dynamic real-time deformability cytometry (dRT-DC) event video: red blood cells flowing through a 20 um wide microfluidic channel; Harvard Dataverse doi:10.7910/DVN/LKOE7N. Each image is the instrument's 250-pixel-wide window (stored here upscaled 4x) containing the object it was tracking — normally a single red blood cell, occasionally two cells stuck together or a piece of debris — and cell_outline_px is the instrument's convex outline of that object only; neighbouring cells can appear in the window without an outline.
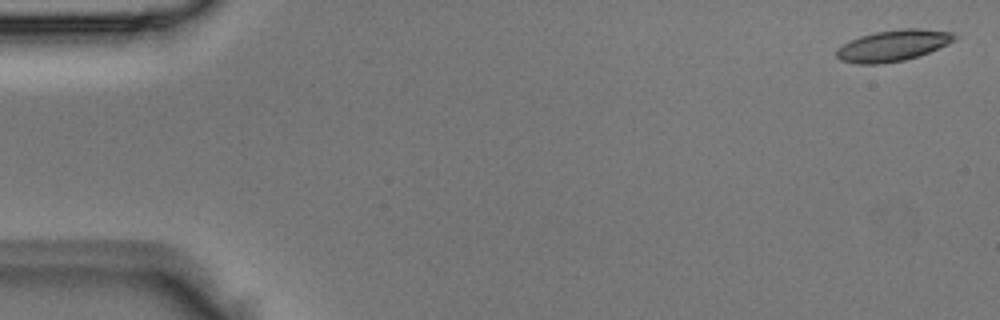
{"species": "Egyptian fruit bat (a non-hibernating species)", "species_latin": "Rousettus aegyptiacus", "temperature_condition": "room temperature", "stored_images_in_passage": 3, "camera_frame_rate_fps": 3000, "um_per_image_px": 0.085, "animal": {"sex": "male"}, "frame": {"image": 1, "passage_image": 1, "time_ms": 0.0, "image_size_px": [1000, 320], "cell_outline_px": [[956, 40], [948, 44], [928, 52], [904, 60], [880, 64], [856, 64], [840, 60], [836, 56], [836, 48], [860, 36], [876, 32], [904, 28], [920, 28], [952, 32], [956, 36]], "centroid_in_image_um": [75.9, 3.87], "position_along_channel_um": 9.1, "area_um2": 21.33}}
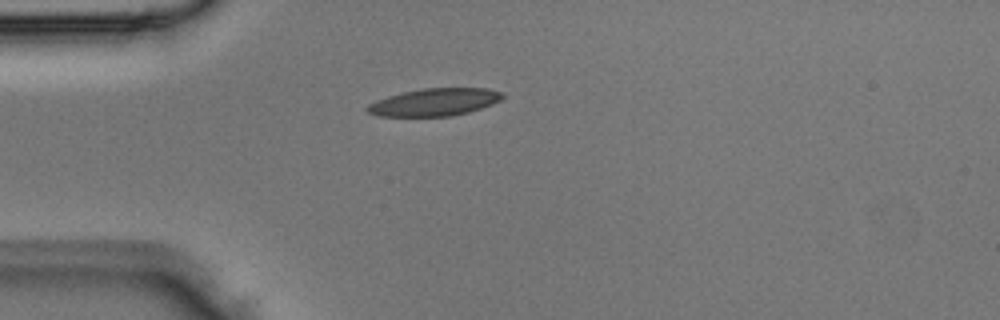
{"frame": {"image": 2, "passage_image": 3, "time_ms": 0.667, "image_size_px": [1000, 320], "cell_outline_px": [[504, 96], [500, 100], [492, 104], [468, 112], [448, 116], [376, 116], [368, 112], [364, 108], [368, 104], [376, 100], [388, 96], [404, 92], [424, 88], [488, 88], [500, 92]], "centroid_in_image_um": [36.89, 8.68], "position_along_channel_um": 48.1, "area_um2": 21.5}}